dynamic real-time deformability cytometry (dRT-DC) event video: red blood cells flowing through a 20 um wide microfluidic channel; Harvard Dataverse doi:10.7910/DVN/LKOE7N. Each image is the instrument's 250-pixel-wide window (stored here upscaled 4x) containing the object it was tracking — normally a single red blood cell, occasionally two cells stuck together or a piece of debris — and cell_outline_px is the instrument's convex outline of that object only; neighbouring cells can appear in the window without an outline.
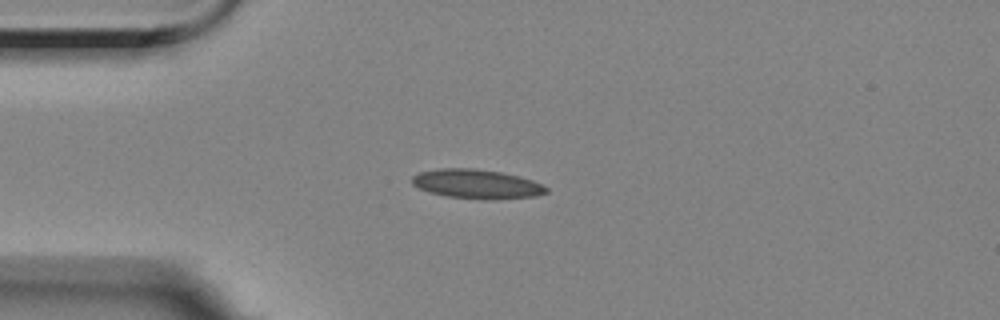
{"species": "Egyptian fruit bat (a non-hibernating species)", "species_latin": "Rousettus aegyptiacus", "temperature_condition": "room temperature", "stored_images_in_passage": 44, "camera_frame_rate_fps": 3000, "um_per_image_px": 0.085, "animal": {"sex": "female"}, "frame": {"image": 1, "passage_image": 1, "time_ms": 0.0, "image_size_px": [1000, 320], "cell_outline_px": [[548, 192], [536, 196], [448, 196], [432, 192], [420, 188], [412, 184], [412, 176], [420, 172], [440, 168], [476, 168], [500, 172], [520, 176], [532, 180], [548, 188]], "centroid_in_image_um": [40.48, 15.56], "position_along_channel_um": 44.5, "area_um2": 21.44}}
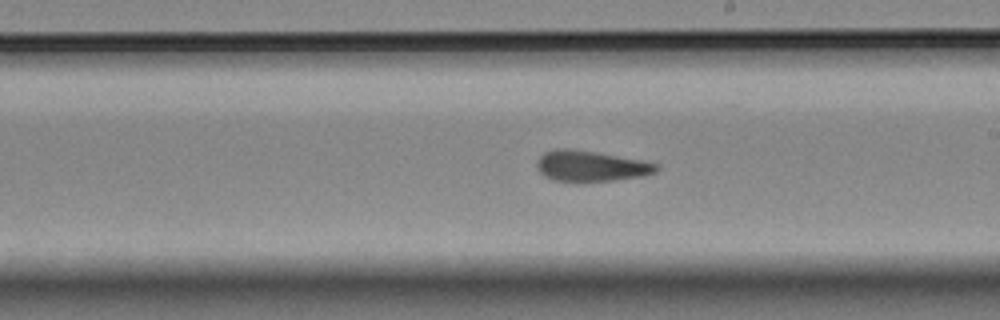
{"frame": {"image": 2, "passage_image": 19, "time_ms": 6.0, "image_size_px": [1000, 320], "cell_outline_px": [[660, 168], [656, 172], [640, 176], [584, 184], [580, 184], [552, 180], [544, 176], [536, 168], [536, 164], [540, 156], [544, 152], [556, 148], [568, 148], [596, 152], [644, 160], [660, 164]], "centroid_in_image_um": [50.2, 14.14], "position_along_channel_um": 238.8, "area_um2": 22.14}}
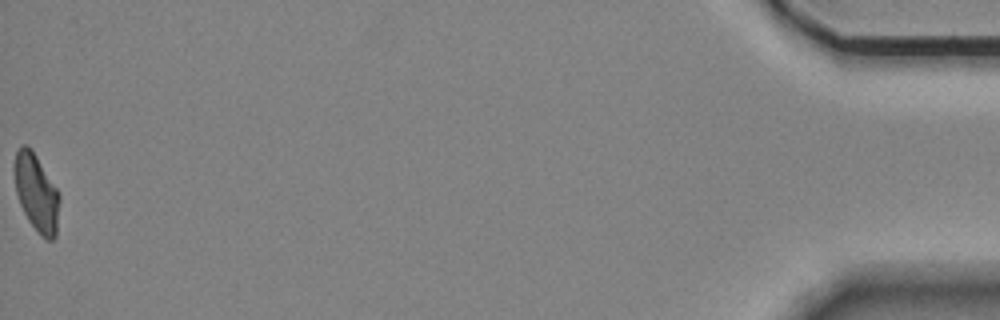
{"frame": {"image": 3, "passage_image": 44, "time_ms": 14.333, "image_size_px": [1000, 320], "cell_outline_px": [[60, 200], [56, 236], [52, 240], [48, 240], [40, 236], [28, 220], [20, 204], [16, 192], [12, 168], [16, 152], [20, 144], [28, 144], [32, 148], [56, 188], [60, 196]], "centroid_in_image_um": [3.07, 16.35], "position_along_channel_um": 432.1, "area_um2": 20.69}, "authors_computed_cell_mechanics": {"area_um2": 21.3571, "velocity_mm_per_s": 3.5058, "shape_relaxation_time_tau1_ms": null, "shape_relaxation_time_tau2_ms": 2.5556, "deformation_change_tau1": null, "deformation_change_tau2": 0.0967}}